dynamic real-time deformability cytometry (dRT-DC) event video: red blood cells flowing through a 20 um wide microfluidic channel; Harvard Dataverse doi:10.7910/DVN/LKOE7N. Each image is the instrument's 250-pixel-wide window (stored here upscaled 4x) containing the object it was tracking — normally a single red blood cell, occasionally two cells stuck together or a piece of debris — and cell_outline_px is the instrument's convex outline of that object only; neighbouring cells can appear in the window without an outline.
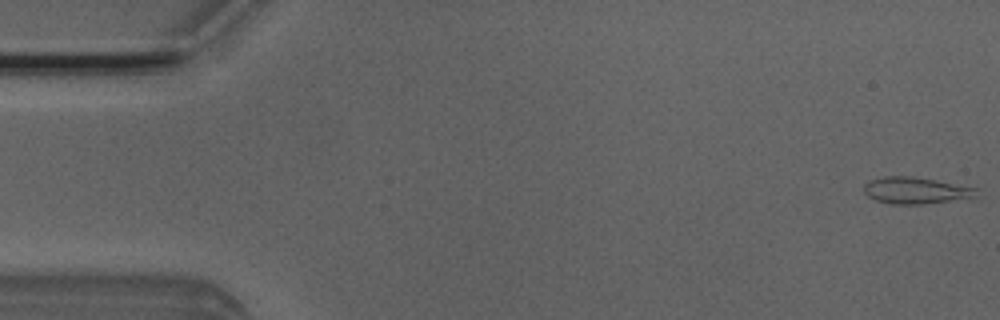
{"species": "Egyptian fruit bat (a non-hibernating species)", "species_latin": "Rousettus aegyptiacus", "temperature_condition": "room temperature", "stored_images_in_passage": 44, "camera_frame_rate_fps": 3000, "um_per_image_px": 0.085, "animal": {"sex": "male"}, "frame": {"image": 1, "passage_image": 1, "time_ms": 0.0, "image_size_px": [1000, 320], "cell_outline_px": [[980, 188], [976, 196], [920, 204], [892, 204], [876, 200], [868, 196], [864, 192], [864, 184], [868, 180], [884, 176], [912, 176]], "centroid_in_image_um": [77.8, 16.17], "position_along_channel_um": 7.2, "area_um2": 17.28}}
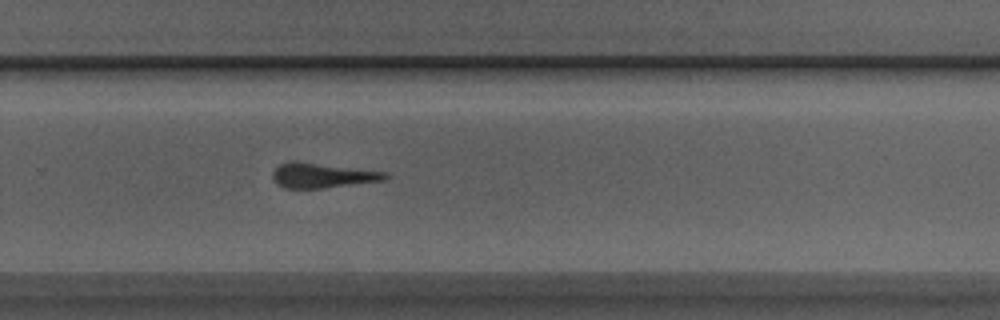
{"frame": {"image": 2, "passage_image": 33, "time_ms": 10.667, "image_size_px": [1000, 320], "cell_outline_px": [[392, 176], [388, 180], [324, 188], [284, 188], [276, 184], [272, 176], [272, 172], [280, 164], [288, 160], [296, 160], [388, 172]], "centroid_in_image_um": [27.44, 14.9], "position_along_channel_um": 302.4, "area_um2": 16.82}}
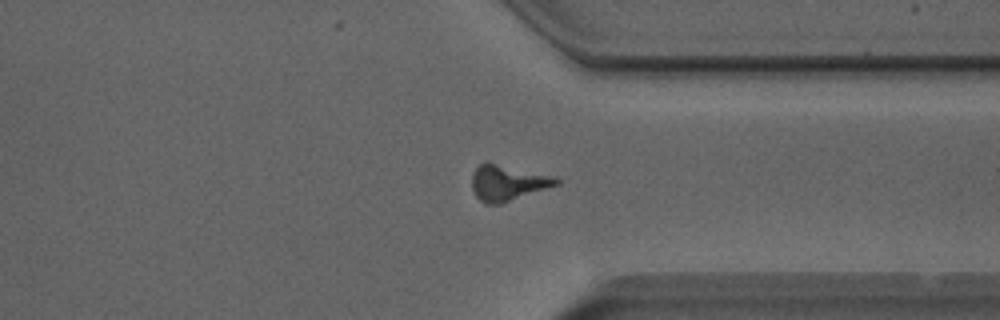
{"frame": {"image": 3, "passage_image": 38, "time_ms": 12.333, "image_size_px": [1000, 320], "cell_outline_px": [[560, 184], [500, 204], [484, 204], [476, 196], [472, 188], [472, 172], [484, 160], [488, 160], [556, 176], [560, 180]], "centroid_in_image_um": [43.16, 15.49], "position_along_channel_um": 368.2, "area_um2": 18.09}}